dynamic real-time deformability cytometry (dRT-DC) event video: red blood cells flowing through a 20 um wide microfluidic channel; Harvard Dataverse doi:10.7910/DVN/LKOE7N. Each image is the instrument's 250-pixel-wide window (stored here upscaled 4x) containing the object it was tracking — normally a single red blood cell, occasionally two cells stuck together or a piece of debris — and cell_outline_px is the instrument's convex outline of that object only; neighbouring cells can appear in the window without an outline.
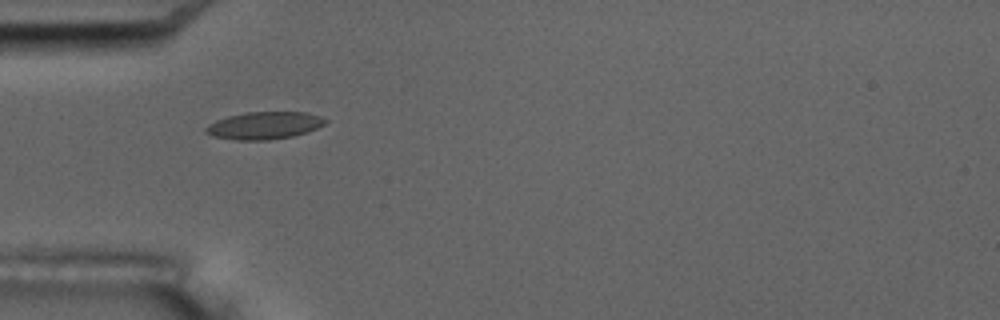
{"species": "common noctule bat (a hibernating species)", "species_latin": "Nyctalus noctula", "temperature_condition": "room temperature", "stored_images_in_passage": 7, "camera_frame_rate_fps": 3000, "um_per_image_px": 0.085, "animal": {"sex": "male", "body_mass_g": 17.5, "forearm_length_mm": 52.3}, "frame": {"image": 1, "passage_image": 6, "time_ms": 6.667, "image_size_px": [1000, 320], "cell_outline_px": [[328, 120], [324, 124], [308, 132], [292, 136], [268, 140], [236, 140], [212, 136], [204, 132], [204, 128], [208, 124], [216, 120], [228, 116], [248, 112], [308, 112], [320, 116]], "centroid_in_image_um": [22.45, 10.66], "position_along_channel_um": 62.6, "area_um2": 19.13}}